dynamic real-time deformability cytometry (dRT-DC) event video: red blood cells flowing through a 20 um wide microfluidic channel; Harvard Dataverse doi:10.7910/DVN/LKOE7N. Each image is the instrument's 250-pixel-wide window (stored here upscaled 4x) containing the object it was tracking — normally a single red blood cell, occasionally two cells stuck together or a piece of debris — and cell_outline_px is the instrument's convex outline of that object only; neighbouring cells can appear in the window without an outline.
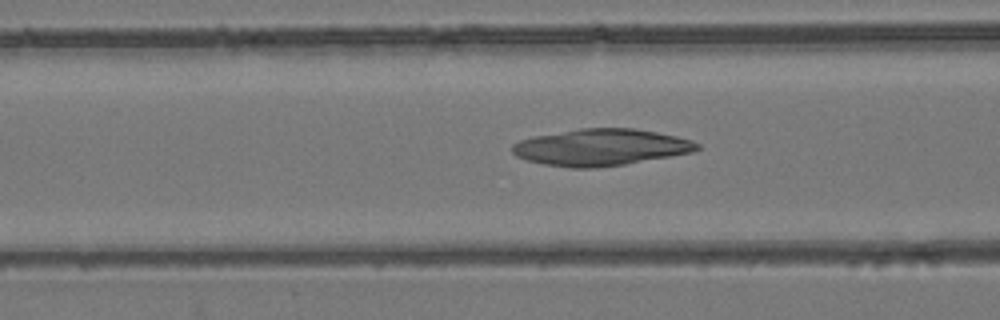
{"species": "common noctule bat (a hibernating species)", "species_latin": "Nyctalus noctula", "temperature_condition": "room temperature", "stored_images_in_passage": 48, "camera_frame_rate_fps": 3000, "um_per_image_px": 0.085, "animal": {"sex": "female", "body_mass_g": 24.6, "forearm_length_mm": 56.2}, "frame": {"image": 1, "passage_image": 16, "time_ms": 5.0, "image_size_px": [1000, 320], "cell_outline_px": [[700, 148], [692, 152], [624, 164], [596, 168], [572, 168], [544, 164], [528, 160], [516, 156], [512, 152], [512, 144], [520, 140], [532, 136], [580, 128], [632, 128], [656, 132], [676, 136], [692, 140], [700, 144]], "centroid_in_image_um": [51.05, 12.51], "position_along_channel_um": 115.6, "area_um2": 39.36}}
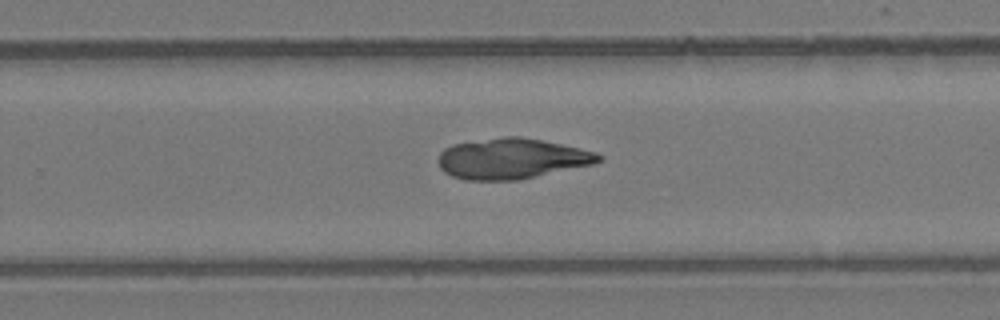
{"frame": {"image": 2, "passage_image": 29, "time_ms": 9.333, "image_size_px": [1000, 320], "cell_outline_px": [[604, 156], [600, 160], [592, 164], [520, 180], [464, 180], [452, 176], [444, 172], [440, 168], [440, 152], [444, 148], [452, 144], [504, 136], [520, 136], [560, 144], [596, 152]], "centroid_in_image_um": [43.48, 13.49], "position_along_channel_um": 286.3, "area_um2": 37.69}}
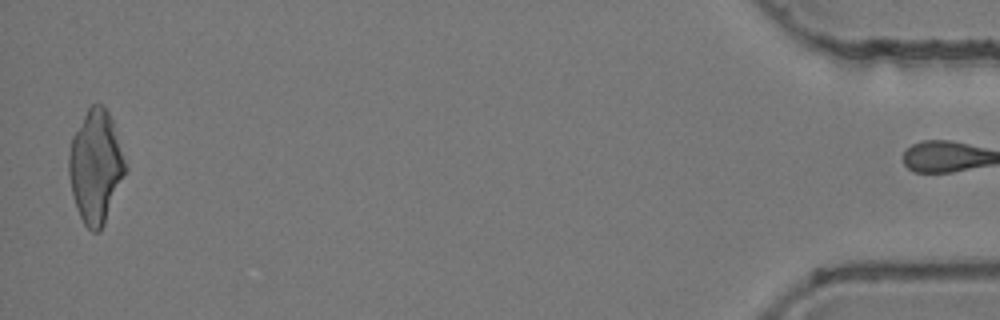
{"frame": {"image": 3, "passage_image": 47, "time_ms": 15.333, "image_size_px": [1000, 320], "cell_outline_px": [[128, 168], [104, 224], [100, 232], [92, 232], [84, 224], [76, 208], [68, 176], [68, 156], [72, 136], [88, 108], [92, 104], [104, 104], [112, 120], [128, 164]], "centroid_in_image_um": [8.14, 14.16], "position_along_channel_um": 427.1, "area_um2": 37.45}}